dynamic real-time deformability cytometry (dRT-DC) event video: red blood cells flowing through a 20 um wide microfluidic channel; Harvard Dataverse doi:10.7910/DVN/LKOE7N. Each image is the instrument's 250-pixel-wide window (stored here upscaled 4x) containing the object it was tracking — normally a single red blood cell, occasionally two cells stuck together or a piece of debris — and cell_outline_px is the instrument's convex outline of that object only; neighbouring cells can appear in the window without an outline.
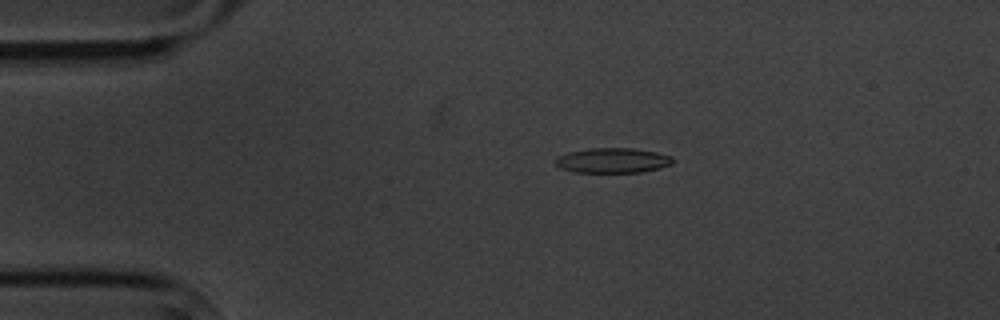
{"species": "common noctule bat (a hibernating species)", "species_latin": "Nyctalus noctula", "temperature_condition": "cold", "stored_images_in_passage": 11, "camera_frame_rate_fps": 3000, "um_per_image_px": 0.085, "animal": {"sex": "male", "body_mass_g": 20.1, "forearm_length_mm": 53.5}, "frame": {"image": 1, "passage_image": 3, "time_ms": 3.333, "image_size_px": [1000, 320], "cell_outline_px": [[672, 164], [660, 168], [640, 172], [576, 172], [560, 168], [552, 160], [556, 156], [568, 152], [588, 148], [632, 148], [656, 152], [672, 156]], "centroid_in_image_um": [52.03, 13.63], "position_along_channel_um": 33.0, "area_um2": 17.17}}
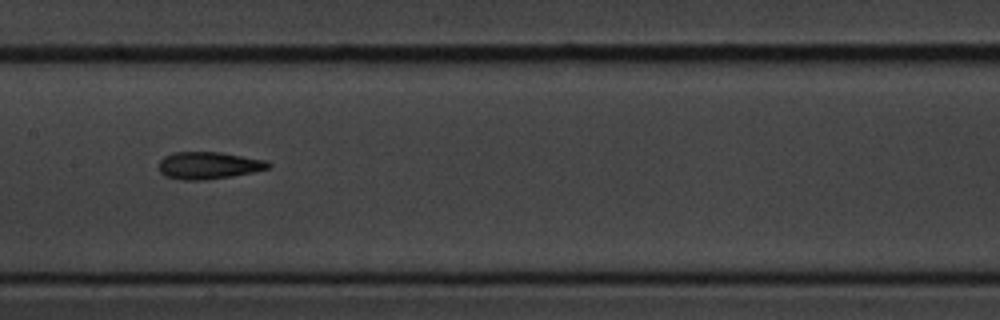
{"frame": {"image": 2, "passage_image": 8, "time_ms": 9.0, "image_size_px": [1000, 320], "cell_outline_px": [[272, 164], [268, 168], [252, 172], [232, 176], [204, 180], [184, 180], [164, 176], [160, 172], [160, 160], [164, 156], [172, 152], [220, 152], [268, 160]], "centroid_in_image_um": [17.74, 14.05], "position_along_channel_um": 189.7, "area_um2": 17.4}}
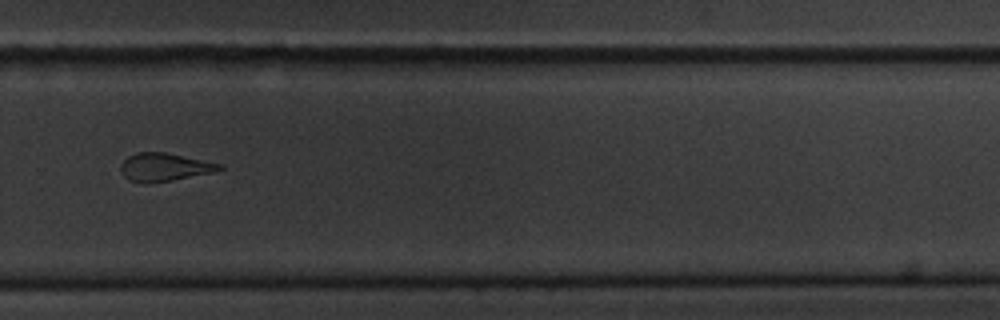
{"frame": {"image": 3, "passage_image": 11, "time_ms": 12.667, "image_size_px": [1000, 320], "cell_outline_px": [[224, 168], [212, 172], [172, 180], [148, 184], [144, 184], [128, 180], [120, 172], [120, 164], [128, 156], [136, 152], [164, 152], [224, 164]], "centroid_in_image_um": [13.93, 14.21], "position_along_channel_um": 315.9, "area_um2": 16.3}}